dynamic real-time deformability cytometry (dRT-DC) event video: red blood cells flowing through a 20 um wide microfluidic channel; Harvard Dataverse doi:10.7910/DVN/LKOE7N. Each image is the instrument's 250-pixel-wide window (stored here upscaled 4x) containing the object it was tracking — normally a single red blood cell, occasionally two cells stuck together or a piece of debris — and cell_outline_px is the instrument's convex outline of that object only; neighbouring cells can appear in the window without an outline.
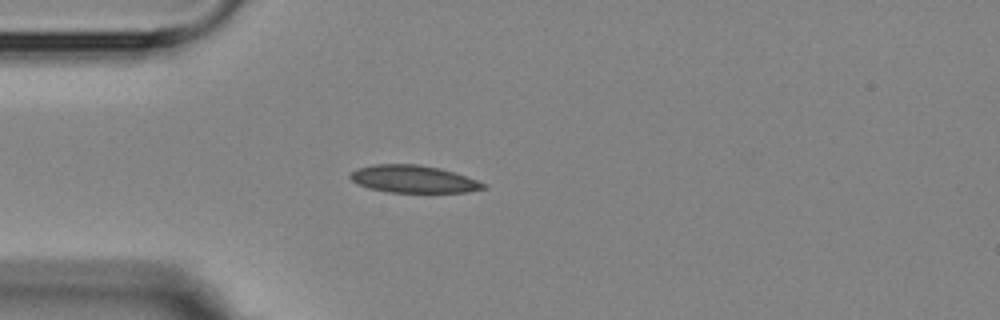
{"species": "Egyptian fruit bat (a non-hibernating species)", "species_latin": "Rousettus aegyptiacus", "temperature_condition": "room temperature", "stored_images_in_passage": 1, "camera_frame_rate_fps": 3000, "um_per_image_px": 0.085, "animal": {"sex": "female"}, "frame": {"image": 1, "passage_image": 1, "time_ms": 0.0, "image_size_px": [1000, 320], "cell_outline_px": [[488, 188], [468, 192], [388, 192], [368, 188], [356, 184], [348, 176], [356, 168], [372, 164], [420, 164], [440, 168], [488, 184]], "centroid_in_image_um": [35.12, 15.22], "position_along_channel_um": 49.9, "area_um2": 21.39}}